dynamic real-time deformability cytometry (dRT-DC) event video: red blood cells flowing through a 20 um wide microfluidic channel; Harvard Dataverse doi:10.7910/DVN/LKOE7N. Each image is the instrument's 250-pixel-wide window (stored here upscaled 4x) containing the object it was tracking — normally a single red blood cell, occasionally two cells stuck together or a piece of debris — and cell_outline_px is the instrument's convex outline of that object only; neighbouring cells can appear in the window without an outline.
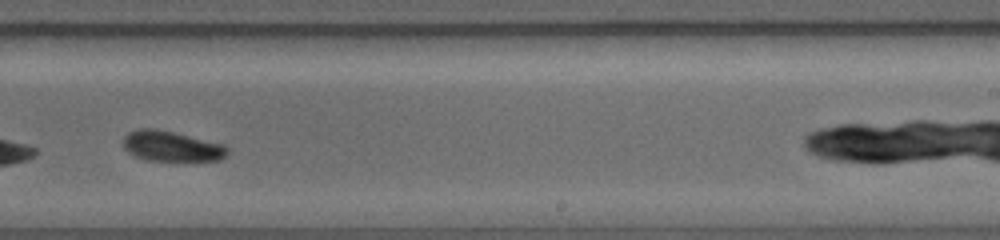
{"species": "common noctule bat (a hibernating species)", "species_latin": "Nyctalus noctula", "temperature_condition": "warm", "stored_images_in_passage": 31, "camera_frame_rate_fps": 5000, "um_per_image_px": 0.085, "animal": {"sex": "female", "body_mass_g": 19.0, "forearm_length_mm": 56.7}, "frame": {"image": 1, "passage_image": 18, "time_ms": 4.8, "image_size_px": [1000, 240], "cell_outline_px": [[228, 152], [220, 160], [184, 164], [148, 160], [136, 156], [128, 152], [124, 148], [124, 136], [128, 132], [140, 128], [156, 128], [224, 144], [228, 148]], "centroid_in_image_um": [14.62, 12.48], "position_along_channel_um": 274.4, "area_um2": 19.25}}
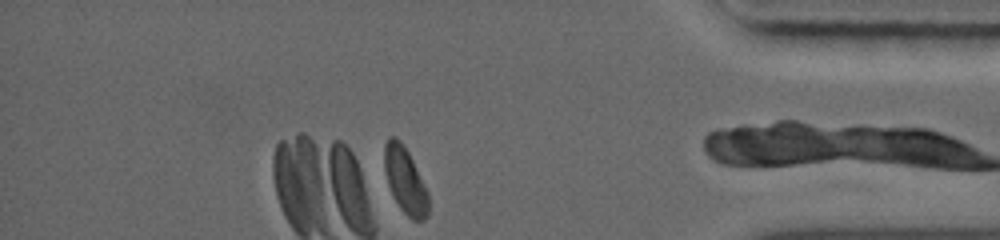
{"frame": {"image": 2, "passage_image": 31, "time_ms": 8.0, "image_size_px": [1000, 240], "cell_outline_px": [[428, 216], [424, 220], [412, 220], [400, 208], [392, 196], [388, 184], [384, 168], [384, 144], [388, 136], [396, 136], [404, 144], [428, 192]], "centroid_in_image_um": [34.42, 15.31], "position_along_channel_um": 400.8, "area_um2": 17.05}}